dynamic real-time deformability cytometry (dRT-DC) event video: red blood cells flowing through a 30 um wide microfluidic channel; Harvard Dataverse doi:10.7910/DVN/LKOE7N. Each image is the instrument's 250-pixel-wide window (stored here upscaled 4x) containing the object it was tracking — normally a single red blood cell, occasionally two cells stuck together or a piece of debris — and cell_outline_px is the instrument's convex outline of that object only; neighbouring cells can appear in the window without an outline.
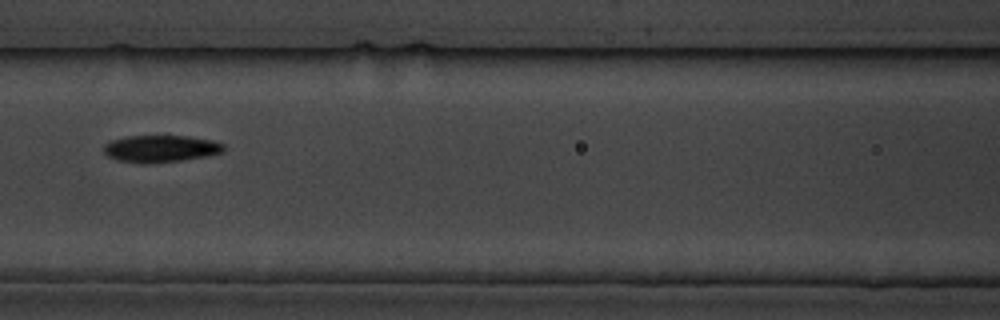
{"species": "common noctule bat (a hibernating species)", "species_latin": "Nyctalus noctula", "temperature_condition": "cold", "stored_images_in_passage": 8, "camera_frame_rate_fps": 3000, "um_per_image_px": 0.085, "animal": {"sex": "male", "body_mass_g": 19.5, "forearm_length_mm": 54.6}, "frame": {"image": 1, "passage_image": 7, "time_ms": 7.667, "image_size_px": [1000, 320], "cell_outline_px": [[224, 152], [208, 156], [180, 160], [148, 164], [140, 164], [116, 160], [108, 156], [104, 152], [104, 144], [108, 140], [128, 136], [188, 136], [212, 140], [224, 144]], "centroid_in_image_um": [13.63, 12.64], "position_along_channel_um": 153.0, "area_um2": 19.13}}
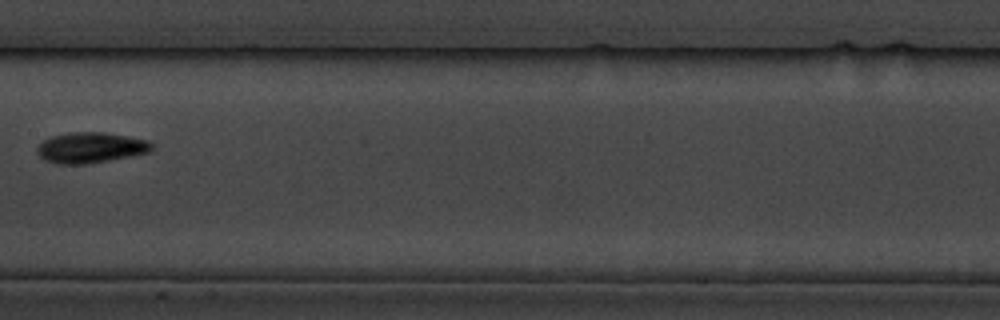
{"frame": {"image": 2, "passage_image": 8, "time_ms": 9.0, "image_size_px": [1000, 320], "cell_outline_px": [[152, 148], [148, 152], [132, 156], [88, 164], [56, 164], [44, 160], [36, 152], [36, 148], [44, 140], [52, 136], [72, 132], [104, 132], [128, 136], [148, 140], [152, 144]], "centroid_in_image_um": [7.69, 12.55], "position_along_channel_um": 199.7, "area_um2": 20.52}}